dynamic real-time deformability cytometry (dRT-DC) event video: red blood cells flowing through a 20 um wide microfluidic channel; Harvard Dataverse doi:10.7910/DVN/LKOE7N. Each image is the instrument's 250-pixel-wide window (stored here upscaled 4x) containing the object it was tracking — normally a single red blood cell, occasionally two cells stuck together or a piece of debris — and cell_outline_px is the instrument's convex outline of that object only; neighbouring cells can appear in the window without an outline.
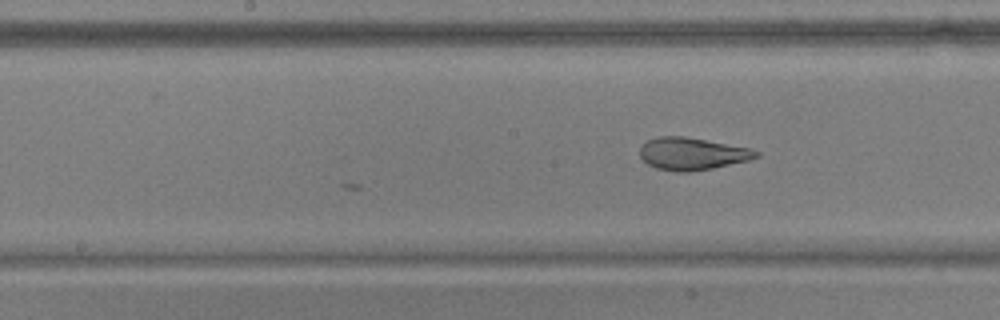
{"species": "common noctule bat (a hibernating species)", "species_latin": "Nyctalus noctula", "temperature_condition": "warm", "stored_images_in_passage": 13, "camera_frame_rate_fps": 3000, "um_per_image_px": 0.085, "animal": {"sex": "male", "body_mass_g": 17.9, "forearm_length_mm": 54.2}, "frame": {"image": 1, "passage_image": 13, "time_ms": 4.0, "image_size_px": [1000, 320], "cell_outline_px": [[760, 156], [748, 160], [712, 168], [688, 172], [676, 172], [656, 168], [648, 164], [640, 156], [640, 148], [648, 140], [660, 136], [684, 136], [748, 148], [760, 152]], "centroid_in_image_um": [58.81, 13.07], "position_along_channel_um": 189.4, "area_um2": 21.62}}